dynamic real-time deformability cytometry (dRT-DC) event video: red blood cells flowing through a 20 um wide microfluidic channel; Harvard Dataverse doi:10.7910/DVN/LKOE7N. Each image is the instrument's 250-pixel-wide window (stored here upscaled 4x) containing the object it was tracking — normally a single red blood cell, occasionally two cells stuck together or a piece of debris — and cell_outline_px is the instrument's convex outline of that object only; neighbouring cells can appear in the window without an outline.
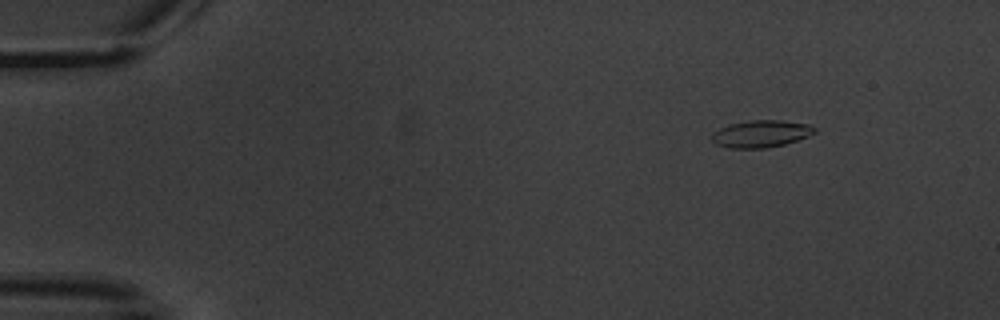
{"species": "common noctule bat (a hibernating species)", "species_latin": "Nyctalus noctula", "temperature_condition": "warm", "stored_images_in_passage": 3, "camera_frame_rate_fps": 3000, "um_per_image_px": 0.085, "animal": {"sex": "male", "body_mass_g": 20.1, "forearm_length_mm": 53.5}, "frame": {"image": 1, "passage_image": 1, "time_ms": 0.0, "image_size_px": [1000, 320], "cell_outline_px": [[816, 132], [808, 136], [784, 144], [764, 148], [728, 148], [716, 144], [712, 140], [712, 132], [728, 124], [748, 120], [780, 120], [808, 124], [816, 128]], "centroid_in_image_um": [64.66, 11.36], "position_along_channel_um": 20.3, "area_um2": 16.24}}